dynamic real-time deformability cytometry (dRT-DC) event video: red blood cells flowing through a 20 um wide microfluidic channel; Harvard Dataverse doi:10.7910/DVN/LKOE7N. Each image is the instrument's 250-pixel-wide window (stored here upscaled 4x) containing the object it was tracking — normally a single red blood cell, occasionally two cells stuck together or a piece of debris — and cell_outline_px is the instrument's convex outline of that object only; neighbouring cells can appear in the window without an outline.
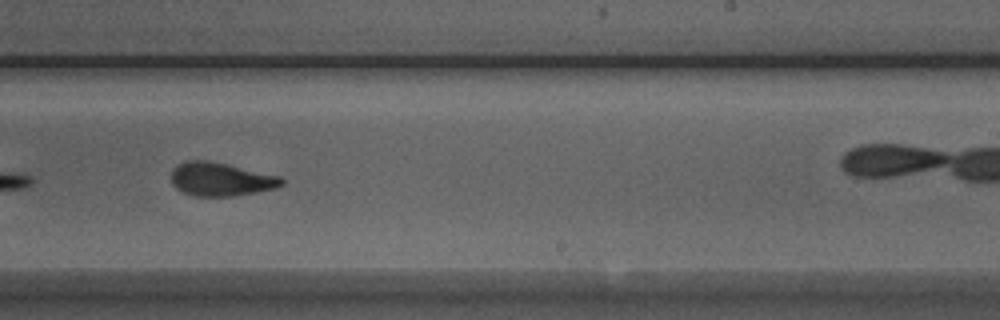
{"species": "Egyptian fruit bat (a non-hibernating species)", "species_latin": "Rousettus aegyptiacus", "temperature_condition": "room temperature", "stored_images_in_passage": 34, "camera_frame_rate_fps": 3000, "um_per_image_px": 0.085, "animal": {"sex": "male"}, "frame": {"image": 1, "passage_image": 20, "time_ms": 6.333, "image_size_px": [1000, 320], "cell_outline_px": [[284, 184], [276, 188], [256, 192], [232, 196], [196, 196], [184, 192], [176, 188], [172, 184], [172, 168], [176, 164], [188, 160], [208, 160], [280, 176], [284, 180]], "centroid_in_image_um": [18.75, 15.23], "position_along_channel_um": 270.2, "area_um2": 21.5}, "authors_computed_cell_mechanics": {"area_um2": 21.9062, "velocity_mm_per_s": 3.9571, "shape_relaxation_time_tau1_ms": 4.9749, "shape_relaxation_time_tau2_ms": 1.6824, "deformation_change_tau1": 0.1627, "deformation_change_tau2": 0.0934}}